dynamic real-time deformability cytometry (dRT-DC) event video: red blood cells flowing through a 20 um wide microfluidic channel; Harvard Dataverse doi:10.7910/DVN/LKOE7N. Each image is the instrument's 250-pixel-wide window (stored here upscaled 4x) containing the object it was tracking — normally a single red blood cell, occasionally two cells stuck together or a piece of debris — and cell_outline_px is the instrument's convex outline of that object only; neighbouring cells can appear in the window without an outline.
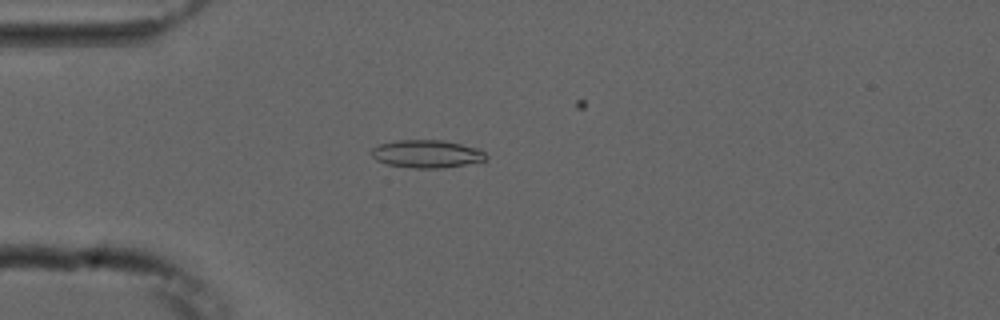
{"species": "common noctule bat (a hibernating species)", "species_latin": "Nyctalus noctula", "temperature_condition": "cold", "stored_images_in_passage": 7, "camera_frame_rate_fps": 3000, "um_per_image_px": 0.085, "animal": {"sex": "male", "forearm_length_mm": 52.5}, "frame": {"image": 1, "passage_image": 5, "time_ms": 4.333, "image_size_px": [1000, 320], "cell_outline_px": [[488, 160], [444, 168], [412, 168], [388, 164], [376, 160], [372, 156], [372, 148], [380, 144], [396, 140], [444, 140], [480, 148], [488, 156]], "centroid_in_image_um": [36.32, 13.08], "position_along_channel_um": 48.7, "area_um2": 18.73}}